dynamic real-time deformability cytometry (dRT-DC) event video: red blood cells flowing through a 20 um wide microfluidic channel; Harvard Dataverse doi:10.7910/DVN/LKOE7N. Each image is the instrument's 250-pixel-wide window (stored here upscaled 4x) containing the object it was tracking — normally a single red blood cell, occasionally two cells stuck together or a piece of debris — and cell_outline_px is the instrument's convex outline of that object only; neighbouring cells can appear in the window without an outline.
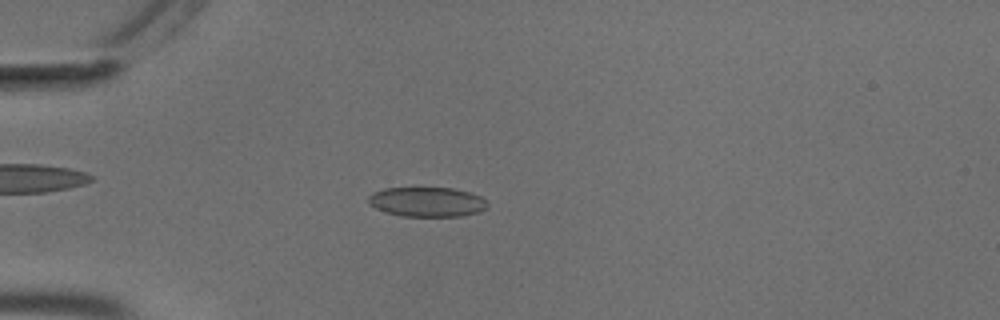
{"species": "common noctule bat (a hibernating species)", "species_latin": "Nyctalus noctula", "temperature_condition": "cold", "stored_images_in_passage": 46, "camera_frame_rate_fps": 3000, "um_per_image_px": 0.085, "animal": {"sex": "male", "body_mass_g": 18.8}, "frame": {"image": 1, "passage_image": 7, "time_ms": 2.0, "image_size_px": [1000, 320], "cell_outline_px": [[488, 208], [480, 212], [460, 216], [400, 216], [376, 208], [368, 204], [368, 196], [372, 192], [384, 188], [452, 188], [468, 192], [480, 196], [488, 204]], "centroid_in_image_um": [36.29, 17.16], "position_along_channel_um": 48.7, "area_um2": 20.58}}
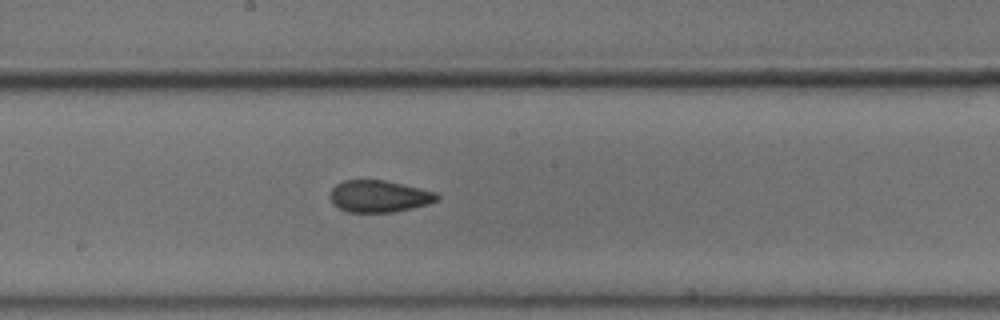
{"frame": {"image": 2, "passage_image": 22, "time_ms": 7.0, "image_size_px": [1000, 320], "cell_outline_px": [[440, 200], [428, 204], [412, 208], [392, 212], [348, 212], [340, 208], [332, 200], [332, 188], [336, 184], [344, 180], [384, 180], [420, 188], [436, 192], [440, 196]], "centroid_in_image_um": [32.28, 16.68], "position_along_channel_um": 215.9, "area_um2": 19.65}}
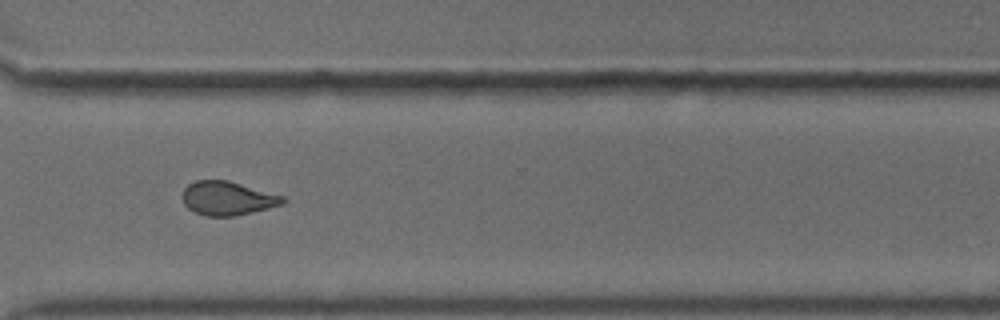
{"frame": {"image": 3, "passage_image": 33, "time_ms": 10.667, "image_size_px": [1000, 320], "cell_outline_px": [[288, 200], [284, 204], [268, 208], [232, 216], [204, 216], [188, 208], [184, 204], [180, 196], [184, 188], [188, 184], [196, 180], [228, 180], [284, 196]], "centroid_in_image_um": [19.32, 16.85], "position_along_channel_um": 351.3, "area_um2": 19.88}, "authors_computed_cell_mechanics": {"area_um2": 19.8832, "velocity_mm_per_s": 3.6946, "shape_relaxation_time_tau1_ms": 11.2294, "shape_relaxation_time_tau2_ms": 1.6485, "deformation_change_tau1": 0.1714, "deformation_change_tau2": 0.0798}}